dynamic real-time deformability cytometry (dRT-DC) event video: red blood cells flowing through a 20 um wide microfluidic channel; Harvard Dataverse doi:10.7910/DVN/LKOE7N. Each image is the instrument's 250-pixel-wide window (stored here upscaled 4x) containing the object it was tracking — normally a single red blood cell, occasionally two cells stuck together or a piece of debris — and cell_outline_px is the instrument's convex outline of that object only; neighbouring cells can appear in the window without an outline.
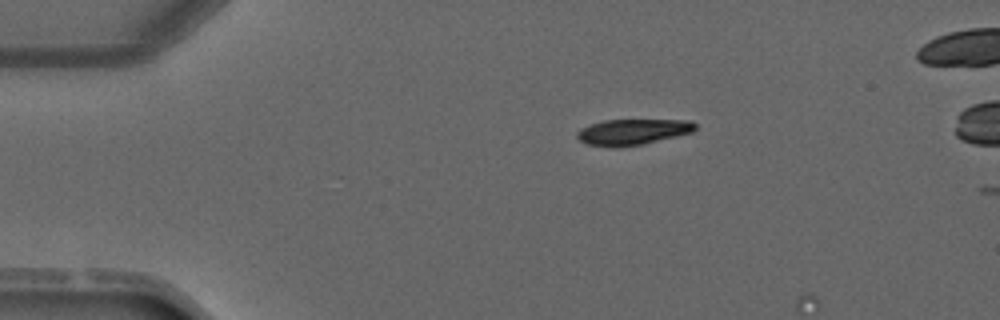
{"species": "common noctule bat (a hibernating species)", "species_latin": "Nyctalus noctula", "temperature_condition": "warm", "stored_images_in_passage": 2, "camera_frame_rate_fps": 3000, "um_per_image_px": 0.085, "animal": {"sex": "male", "forearm_length_mm": 52.5}, "frame": {"image": 1, "passage_image": 1, "time_ms": 0.0, "image_size_px": [1000, 320], "cell_outline_px": [[696, 128], [692, 132], [644, 144], [620, 148], [612, 148], [588, 144], [580, 140], [576, 136], [576, 132], [580, 128], [604, 120], [692, 120], [696, 124]], "centroid_in_image_um": [53.76, 11.22], "position_along_channel_um": 31.2, "area_um2": 17.92}}